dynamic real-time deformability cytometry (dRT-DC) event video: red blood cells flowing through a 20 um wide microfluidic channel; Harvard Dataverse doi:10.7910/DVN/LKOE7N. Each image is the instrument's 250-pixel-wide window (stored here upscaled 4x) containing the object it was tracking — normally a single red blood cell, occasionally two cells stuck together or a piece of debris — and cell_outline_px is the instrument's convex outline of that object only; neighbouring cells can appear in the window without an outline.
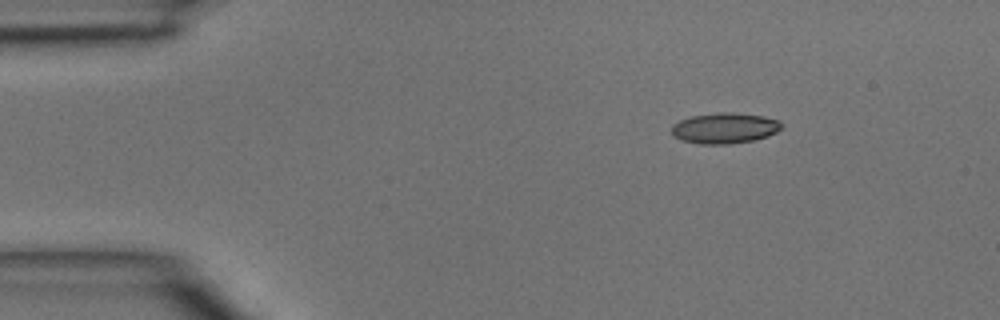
{"species": "common noctule bat (a hibernating species)", "species_latin": "Nyctalus noctula", "temperature_condition": "room temperature", "stored_images_in_passage": 3, "camera_frame_rate_fps": 3000, "um_per_image_px": 0.085, "animal": {"sex": "male", "body_mass_g": 15.6}, "frame": {"image": 1, "passage_image": 1, "time_ms": 0.0, "image_size_px": [1000, 320], "cell_outline_px": [[780, 128], [776, 132], [768, 136], [756, 140], [728, 144], [700, 144], [684, 140], [672, 136], [672, 124], [680, 120], [692, 116], [720, 112], [732, 112], [764, 116], [780, 120]], "centroid_in_image_um": [61.6, 10.89], "position_along_channel_um": 23.4, "area_um2": 19.65}}
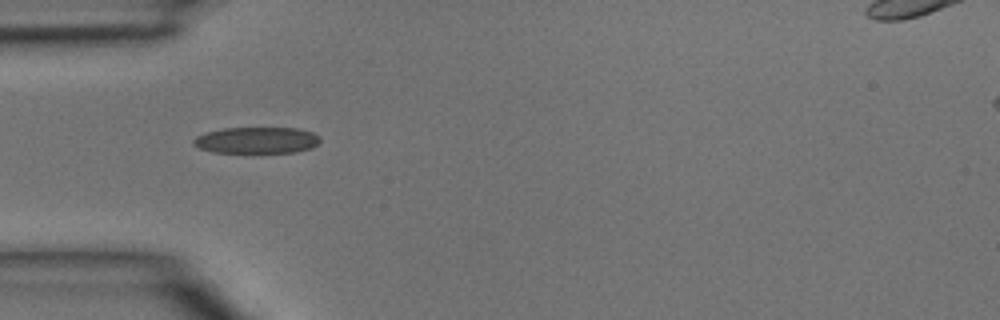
{"frame": {"image": 2, "passage_image": 3, "time_ms": 0.667, "image_size_px": [1000, 320], "cell_outline_px": [[320, 140], [312, 148], [296, 152], [212, 152], [200, 148], [192, 144], [192, 140], [196, 136], [208, 132], [224, 128], [300, 128], [312, 132], [320, 136]], "centroid_in_image_um": [21.83, 11.91], "position_along_channel_um": 63.2, "area_um2": 19.42}}